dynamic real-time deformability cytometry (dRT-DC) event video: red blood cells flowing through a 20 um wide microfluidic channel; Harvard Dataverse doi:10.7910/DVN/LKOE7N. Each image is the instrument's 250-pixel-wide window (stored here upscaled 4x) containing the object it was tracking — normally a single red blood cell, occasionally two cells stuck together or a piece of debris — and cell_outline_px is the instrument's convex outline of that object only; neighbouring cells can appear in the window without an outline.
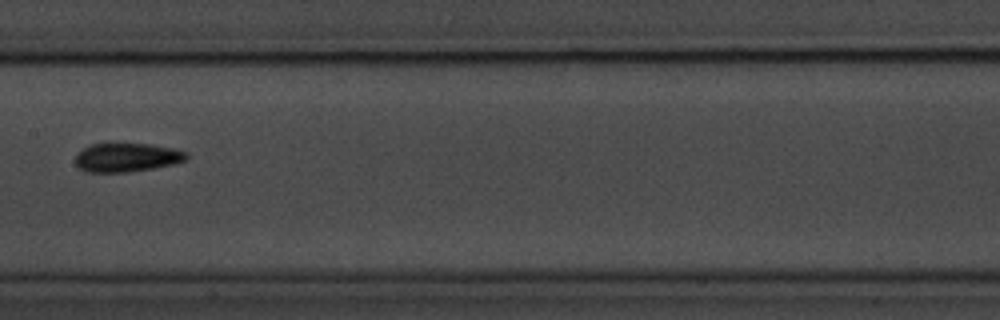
{"species": "common noctule bat (a hibernating species)", "species_latin": "Nyctalus noctula", "temperature_condition": "room temperature", "stored_images_in_passage": 10, "camera_frame_rate_fps": 3000, "um_per_image_px": 0.085, "animal": {"sex": "male", "body_mass_g": 20.1, "forearm_length_mm": 53.5}, "frame": {"image": 1, "passage_image": 9, "time_ms": 9.0, "image_size_px": [1000, 320], "cell_outline_px": [[188, 160], [172, 164], [152, 168], [128, 172], [84, 172], [76, 164], [76, 156], [84, 148], [92, 144], [108, 140], [148, 144], [176, 148], [188, 152]], "centroid_in_image_um": [10.79, 13.33], "position_along_channel_um": 196.6, "area_um2": 19.36}}
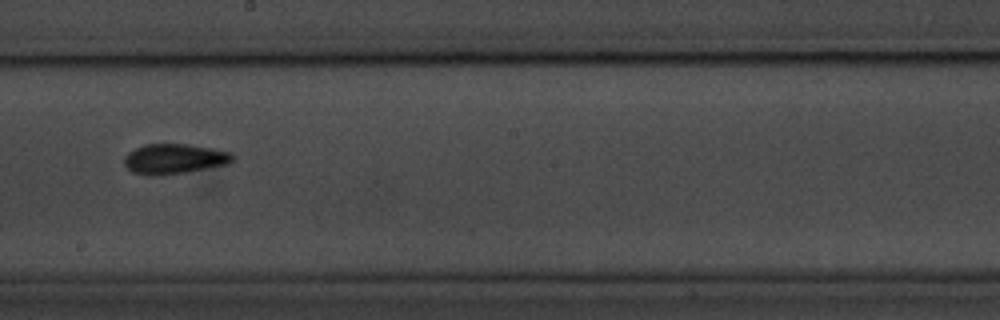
{"frame": {"image": 2, "passage_image": 10, "time_ms": 10.0, "image_size_px": [1000, 320], "cell_outline_px": [[236, 156], [228, 164], [188, 172], [132, 172], [124, 164], [124, 156], [128, 152], [144, 144], [188, 144], [212, 148], [232, 152]], "centroid_in_image_um": [14.89, 13.44], "position_along_channel_um": 233.3, "area_um2": 18.32}}